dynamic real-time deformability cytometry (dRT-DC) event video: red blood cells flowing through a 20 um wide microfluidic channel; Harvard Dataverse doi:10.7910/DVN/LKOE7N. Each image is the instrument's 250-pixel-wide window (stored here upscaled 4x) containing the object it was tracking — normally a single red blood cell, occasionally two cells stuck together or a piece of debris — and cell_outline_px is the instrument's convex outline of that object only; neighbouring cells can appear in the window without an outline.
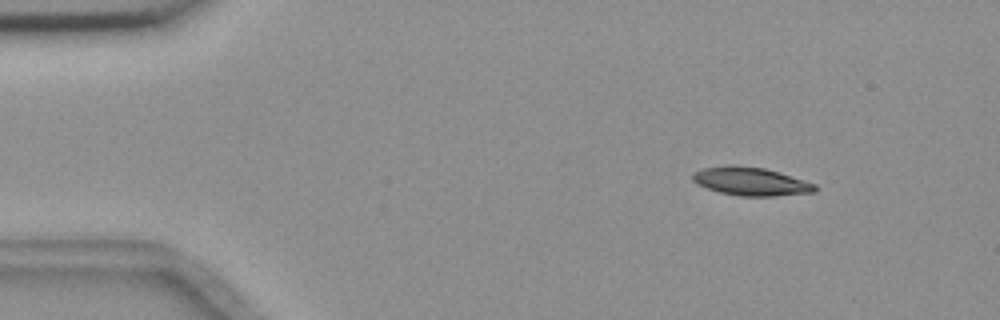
{"species": "common noctule bat (a hibernating species)", "species_latin": "Nyctalus noctula", "temperature_condition": "room temperature", "stored_images_in_passage": 13, "camera_frame_rate_fps": 3000, "um_per_image_px": 0.085, "animal": {"sex": "female", "body_mass_g": 18.4}, "frame": {"image": 1, "passage_image": 3, "time_ms": 0.667, "image_size_px": [1000, 320], "cell_outline_px": [[816, 192], [776, 196], [740, 196], [720, 192], [696, 184], [692, 180], [692, 172], [704, 168], [724, 164], [732, 164], [764, 168], [816, 184]], "centroid_in_image_um": [63.77, 15.41], "position_along_channel_um": 21.2, "area_um2": 20.23}}